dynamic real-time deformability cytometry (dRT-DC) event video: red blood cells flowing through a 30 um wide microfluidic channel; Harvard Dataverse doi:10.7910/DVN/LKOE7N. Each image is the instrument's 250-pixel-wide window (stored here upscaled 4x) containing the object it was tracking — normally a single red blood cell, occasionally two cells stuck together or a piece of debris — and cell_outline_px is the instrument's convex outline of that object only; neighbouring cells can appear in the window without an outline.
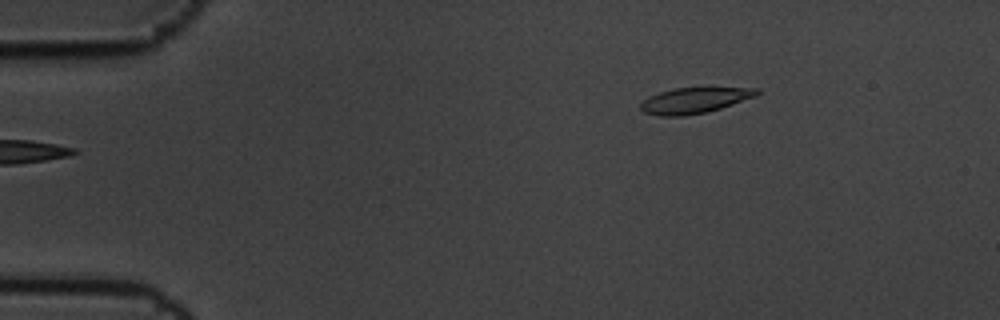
{"species": "common noctule bat (a hibernating species)", "species_latin": "Nyctalus noctula", "temperature_condition": "cold", "stored_images_in_passage": 5, "camera_frame_rate_fps": 3000, "um_per_image_px": 0.085, "animal": {"sex": "male", "body_mass_g": 19.5, "forearm_length_mm": 54.6}, "frame": {"image": 1, "passage_image": 5, "time_ms": 1.333, "image_size_px": [1000, 320], "cell_outline_px": [[760, 92], [756, 96], [708, 112], [684, 116], [660, 116], [644, 112], [640, 108], [640, 104], [648, 96], [660, 92], [676, 88], [760, 88]], "centroid_in_image_um": [59.01, 8.54], "position_along_channel_um": 26.0, "area_um2": 17.28}}